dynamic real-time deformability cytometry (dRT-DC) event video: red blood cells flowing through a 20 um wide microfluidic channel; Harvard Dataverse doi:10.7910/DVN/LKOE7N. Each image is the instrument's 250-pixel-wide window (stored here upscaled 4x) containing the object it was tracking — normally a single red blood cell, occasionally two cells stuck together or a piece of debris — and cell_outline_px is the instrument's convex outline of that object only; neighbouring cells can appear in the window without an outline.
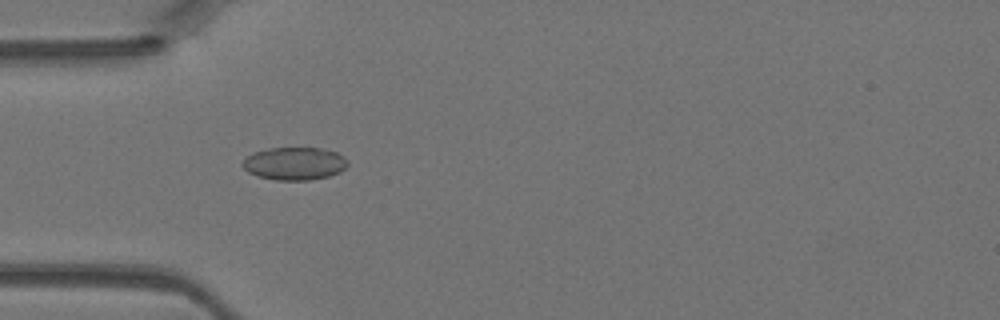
{"species": "Egyptian fruit bat (a non-hibernating species)", "species_latin": "Rousettus aegyptiacus", "temperature_condition": "warm", "stored_images_in_passage": 44, "camera_frame_rate_fps": 3000, "um_per_image_px": 0.085, "animal": {"sex": "female"}, "frame": {"image": 1, "passage_image": 13, "time_ms": 4.0, "image_size_px": [1000, 320], "cell_outline_px": [[348, 164], [340, 172], [328, 176], [308, 180], [276, 180], [260, 176], [248, 172], [240, 164], [248, 156], [256, 152], [268, 148], [320, 148], [336, 152], [344, 156], [348, 160]], "centroid_in_image_um": [25.05, 13.9], "position_along_channel_um": 59.9, "area_um2": 19.94}}
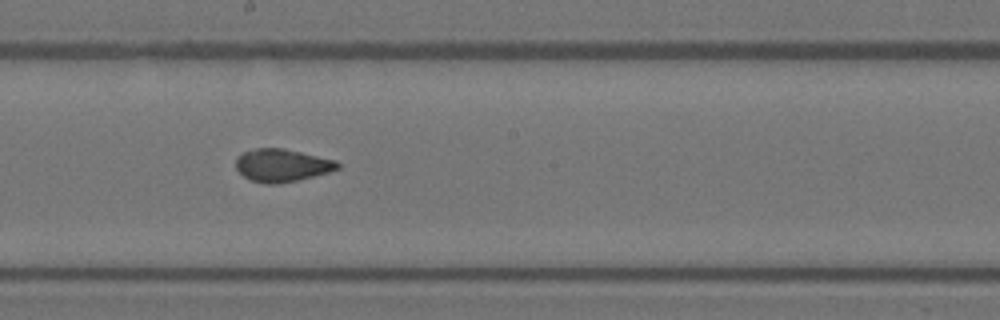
{"frame": {"image": 2, "passage_image": 24, "time_ms": 7.667, "image_size_px": [1000, 320], "cell_outline_px": [[340, 168], [328, 172], [280, 184], [264, 184], [248, 180], [236, 168], [236, 160], [244, 152], [256, 148], [284, 148], [336, 160], [340, 164]], "centroid_in_image_um": [23.97, 14.06], "position_along_channel_um": 224.2, "area_um2": 19.36}}
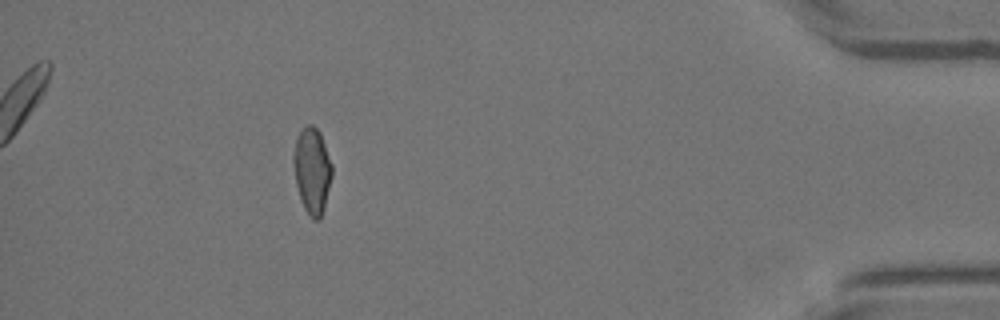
{"frame": {"image": 3, "passage_image": 40, "time_ms": 13.0, "image_size_px": [1000, 320], "cell_outline_px": [[332, 176], [324, 208], [320, 220], [312, 220], [304, 208], [300, 200], [296, 184], [292, 160], [292, 156], [296, 136], [308, 124], [312, 124], [320, 132], [332, 164]], "centroid_in_image_um": [26.52, 14.51], "position_along_channel_um": 408.7, "area_um2": 19.48}}